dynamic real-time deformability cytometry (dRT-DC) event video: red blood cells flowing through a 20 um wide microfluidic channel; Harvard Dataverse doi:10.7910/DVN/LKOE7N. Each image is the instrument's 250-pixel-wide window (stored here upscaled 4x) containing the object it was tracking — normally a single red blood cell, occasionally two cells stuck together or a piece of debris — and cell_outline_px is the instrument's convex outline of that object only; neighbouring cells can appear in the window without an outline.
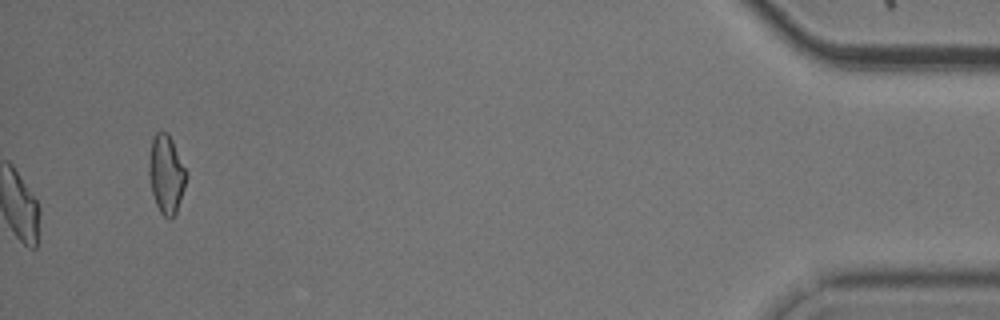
{"species": "common noctule bat (a hibernating species)", "species_latin": "Nyctalus noctula", "temperature_condition": "cold", "stored_images_in_passage": 43, "camera_frame_rate_fps": 3000, "um_per_image_px": 0.085, "animal": {"sex": "male", "body_mass_g": 20.5, "forearm_length_mm": 52.5}, "frame": {"image": 1, "passage_image": 43, "time_ms": 14.0, "image_size_px": [1000, 320], "cell_outline_px": [[188, 176], [176, 212], [172, 220], [168, 220], [160, 212], [156, 204], [152, 192], [148, 176], [148, 164], [152, 140], [156, 132], [168, 132], [188, 172]], "centroid_in_image_um": [14.14, 14.82], "position_along_channel_um": 421.1, "area_um2": 17.22}, "authors_computed_cell_mechanics": {"area_um2": 17.6868, "velocity_mm_per_s": 3.7117, "shape_relaxation_time_tau1_ms": 4.7403, "shape_relaxation_time_tau2_ms": 5.2978, "deformation_change_tau1": 0.1205, "deformation_change_tau2": 0.1251}}